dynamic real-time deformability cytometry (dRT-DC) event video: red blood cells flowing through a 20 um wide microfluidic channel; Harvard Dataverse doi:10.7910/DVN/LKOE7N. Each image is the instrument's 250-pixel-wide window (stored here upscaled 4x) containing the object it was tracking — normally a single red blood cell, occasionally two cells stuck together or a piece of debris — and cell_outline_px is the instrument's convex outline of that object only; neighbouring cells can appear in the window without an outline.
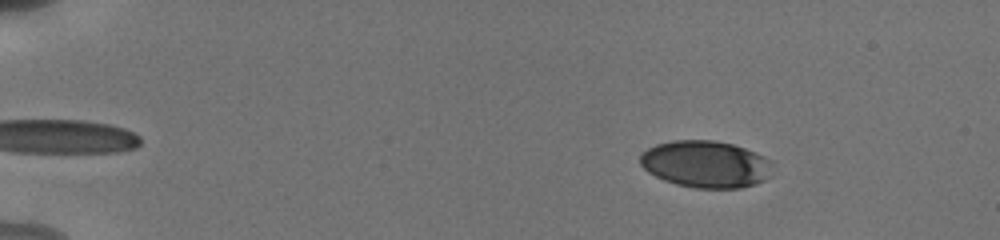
{"species": "human", "species_latin": "Homo sapiens", "temperature_condition": "cold", "stored_images_in_passage": 17, "camera_frame_rate_fps": 3000, "um_per_image_px": 0.085, "donor": {"sex": "male"}, "frame": {"image": 1, "passage_image": 4, "time_ms": 1.0, "image_size_px": [1000, 240], "cell_outline_px": [[772, 176], [756, 184], [740, 188], [692, 188], [676, 184], [664, 180], [648, 172], [640, 164], [640, 152], [656, 144], [672, 140], [716, 140], [732, 144], [756, 152], [772, 160]], "centroid_in_image_um": [60.01, 13.95], "position_along_channel_um": 25.0, "area_um2": 36.7}}
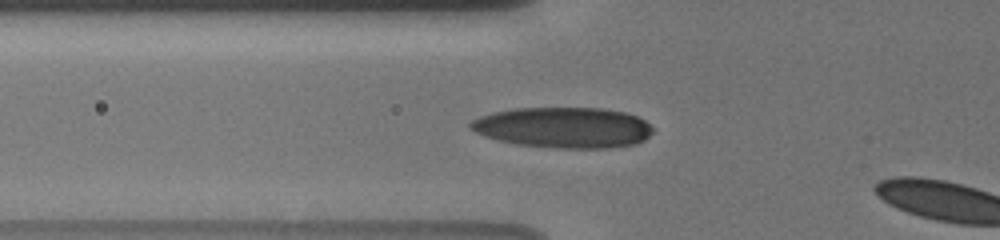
{"frame": {"image": 2, "passage_image": 15, "time_ms": 5.333, "image_size_px": [1000, 240], "cell_outline_px": [[652, 132], [644, 140], [636, 144], [608, 148], [556, 148], [516, 144], [484, 136], [468, 128], [468, 124], [472, 120], [480, 116], [492, 112], [516, 108], [604, 108], [624, 112], [636, 116], [644, 120], [652, 128]], "centroid_in_image_um": [47.87, 10.84], "position_along_channel_um": 77.9, "area_um2": 43.29}}